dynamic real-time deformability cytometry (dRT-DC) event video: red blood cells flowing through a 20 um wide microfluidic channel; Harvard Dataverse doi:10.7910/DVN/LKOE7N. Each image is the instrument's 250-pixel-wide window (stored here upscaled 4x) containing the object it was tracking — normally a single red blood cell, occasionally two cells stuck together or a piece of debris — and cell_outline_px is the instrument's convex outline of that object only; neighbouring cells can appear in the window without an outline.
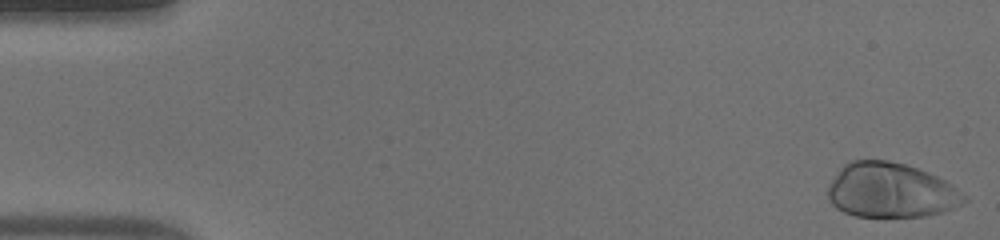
{"species": "human", "species_latin": "Homo sapiens", "temperature_condition": "warm", "stored_images_in_passage": 50, "camera_frame_rate_fps": 3000, "um_per_image_px": 0.085, "donor": {"sex": "male"}, "frame": {"image": 1, "passage_image": 1, "time_ms": 0.0, "image_size_px": [1000, 240], "cell_outline_px": [[968, 200], [944, 212], [924, 216], [856, 216], [844, 212], [836, 208], [832, 204], [828, 196], [828, 184], [840, 168], [844, 164], [852, 160], [888, 160], [904, 164], [928, 172], [944, 180], [968, 196]], "centroid_in_image_um": [75.71, 16.18], "position_along_channel_um": 9.3, "area_um2": 43.35}}
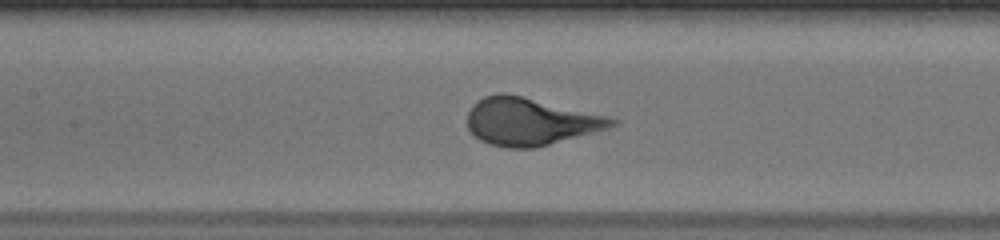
{"frame": {"image": 2, "passage_image": 23, "time_ms": 7.333, "image_size_px": [1000, 240], "cell_outline_px": [[620, 120], [616, 124], [608, 128], [536, 148], [508, 148], [488, 144], [480, 140], [468, 128], [468, 112], [472, 104], [484, 96], [500, 92], [504, 92], [608, 116]], "centroid_in_image_um": [45.05, 10.33], "position_along_channel_um": 162.4, "area_um2": 39.77}}
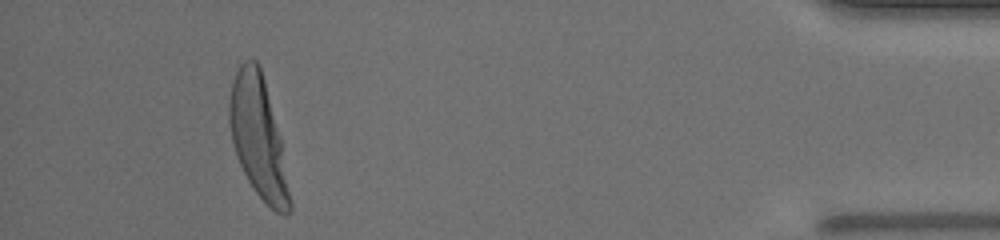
{"frame": {"image": 3, "passage_image": 46, "time_ms": 15.0, "image_size_px": [1000, 240], "cell_outline_px": [[292, 208], [284, 216], [276, 212], [256, 192], [248, 180], [240, 164], [232, 140], [228, 120], [228, 104], [232, 80], [240, 64], [244, 60], [256, 60], [260, 64], [280, 136], [292, 204]], "centroid_in_image_um": [21.94, 11.63], "position_along_channel_um": 413.3, "area_um2": 42.25}, "authors_computed_cell_mechanics": {"area_um2": 40.6334, "velocity_mm_per_s": 4.0812, "shape_relaxation_time_tau1_ms": 2.547, "shape_relaxation_time_tau2_ms": null, "deformation_change_tau1": 0.2094, "deformation_change_tau2": null}}